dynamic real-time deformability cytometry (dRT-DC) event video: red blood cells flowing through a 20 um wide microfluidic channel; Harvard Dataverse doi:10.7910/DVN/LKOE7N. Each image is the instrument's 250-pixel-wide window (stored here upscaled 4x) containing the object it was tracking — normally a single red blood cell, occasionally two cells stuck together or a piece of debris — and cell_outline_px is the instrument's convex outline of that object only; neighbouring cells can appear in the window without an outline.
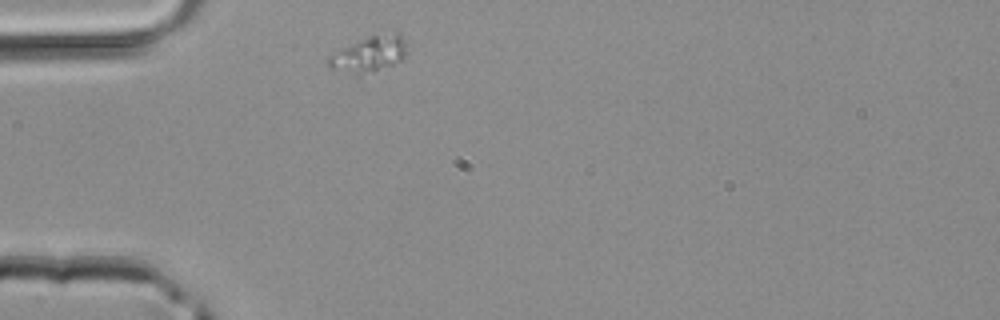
{"species": "common noctule bat (a hibernating species)", "species_latin": "Nyctalus noctula", "temperature_condition": "room temperature", "stored_images_in_passage": 34, "camera_frame_rate_fps": 3000, "um_per_image_px": 0.085, "animal": {"sex": "male", "body_mass_g": 20.4}, "frame": {"image": 1, "passage_image": 1, "time_ms": 0.0, "image_size_px": [1000, 320], "cell_outline_px": [[404, 56], [400, 60], [392, 64], [372, 72], [360, 76], [332, 68], [328, 64], [328, 56], [372, 32], [396, 28], [400, 32], [404, 40]], "centroid_in_image_um": [31.42, 4.5], "position_along_channel_um": 53.6, "area_um2": 16.88}}
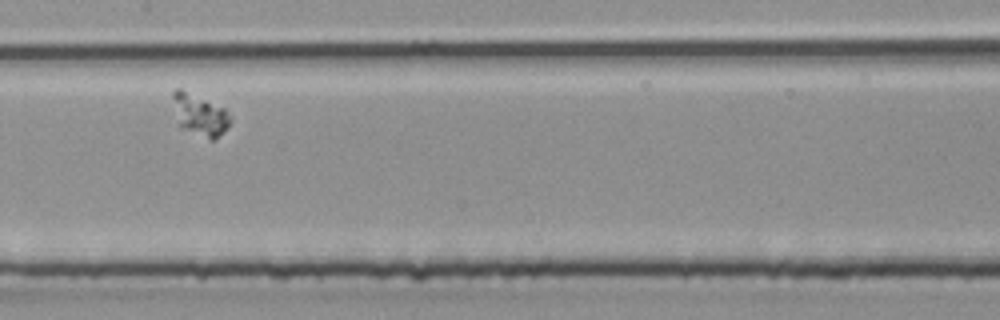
{"frame": {"image": 2, "passage_image": 11, "time_ms": 3.333, "image_size_px": [1000, 320], "cell_outline_px": [[232, 120], [228, 128], [216, 140], [208, 140], [180, 128], [172, 96], [172, 92], [176, 88], [180, 88], [224, 108]], "centroid_in_image_um": [17.01, 9.8], "position_along_channel_um": 190.4, "area_um2": 13.99}}
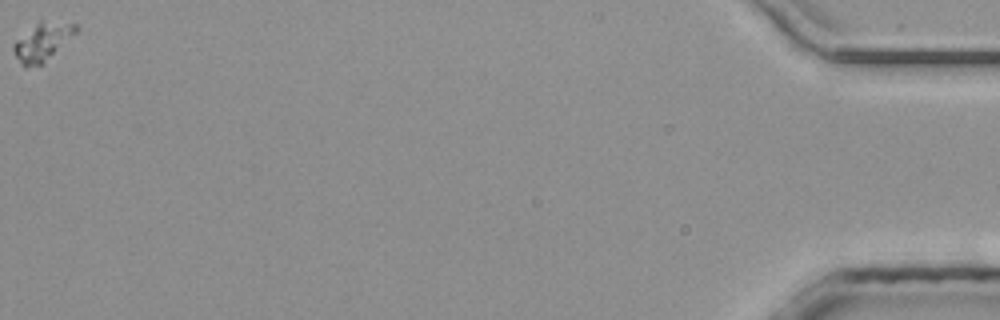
{"frame": {"image": 3, "passage_image": 34, "time_ms": 11.0, "image_size_px": [1000, 320], "cell_outline_px": [[80, 28], [76, 32], [40, 64], [24, 68], [16, 56], [12, 48], [12, 44], [16, 40], [40, 20], [76, 24]], "centroid_in_image_um": [3.57, 3.53], "position_along_channel_um": 431.6, "area_um2": 13.18}}